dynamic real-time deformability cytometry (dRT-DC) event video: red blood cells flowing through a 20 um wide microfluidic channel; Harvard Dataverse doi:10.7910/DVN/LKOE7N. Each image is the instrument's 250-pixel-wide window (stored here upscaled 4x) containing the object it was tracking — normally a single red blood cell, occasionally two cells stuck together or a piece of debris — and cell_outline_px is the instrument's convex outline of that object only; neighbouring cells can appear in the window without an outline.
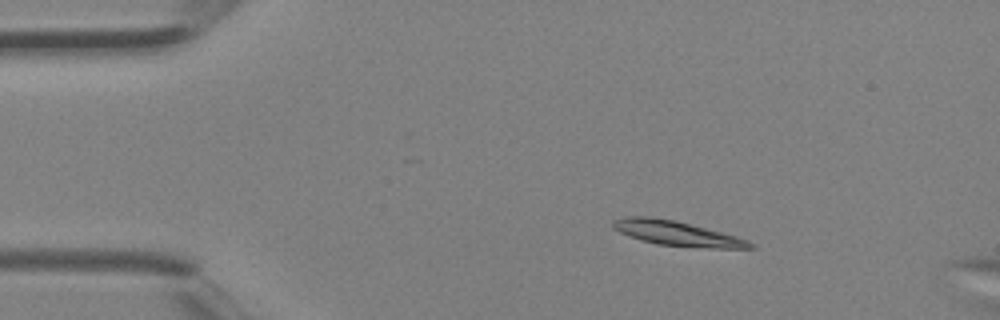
{"species": "Egyptian fruit bat (a non-hibernating species)", "species_latin": "Rousettus aegyptiacus", "temperature_condition": "room temperature", "stored_images_in_passage": 2, "camera_frame_rate_fps": 3000, "um_per_image_px": 0.085, "animal": {"sex": "female"}, "frame": {"image": 1, "passage_image": 1, "time_ms": 0.0, "image_size_px": [1000, 320], "cell_outline_px": [[756, 248], [712, 248], [656, 244], [640, 240], [620, 232], [612, 228], [612, 220], [624, 216], [648, 216], [676, 220], [692, 224], [736, 236], [748, 240], [756, 244]], "centroid_in_image_um": [57.53, 19.82], "position_along_channel_um": 27.5, "area_um2": 19.88}}